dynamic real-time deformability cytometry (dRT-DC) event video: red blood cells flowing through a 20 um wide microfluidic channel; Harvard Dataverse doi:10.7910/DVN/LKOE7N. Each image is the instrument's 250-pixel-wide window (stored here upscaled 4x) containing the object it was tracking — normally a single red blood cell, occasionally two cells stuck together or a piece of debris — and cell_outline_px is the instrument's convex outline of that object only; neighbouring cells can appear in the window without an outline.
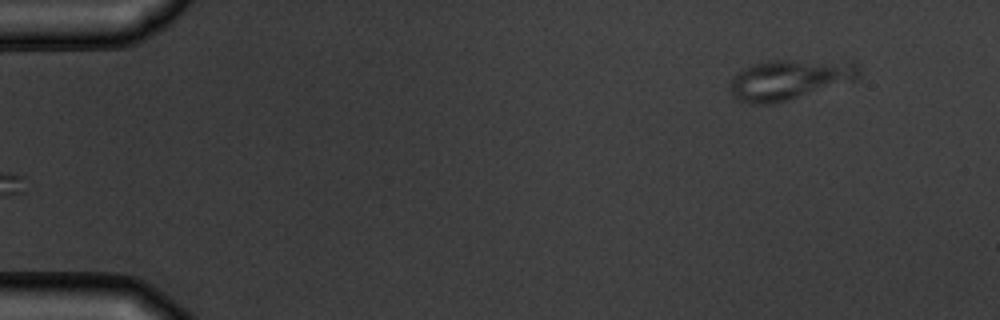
{"species": "common noctule bat (a hibernating species)", "species_latin": "Nyctalus noctula", "temperature_condition": "warm", "stored_images_in_passage": 4, "segment_of_instrument_passage": [2, 2], "camera_frame_rate_fps": 3000, "um_per_image_px": 0.085, "animal": {"sex": "male", "body_mass_g": 19.5, "forearm_length_mm": 54.6}, "frame": {"image": 1, "passage_image": 4, "time_ms": 4.333, "image_size_px": [1000, 320], "cell_outline_px": [[860, 76], [852, 80], [788, 100], [772, 104], [748, 104], [736, 100], [732, 96], [728, 88], [728, 84], [732, 76], [744, 68], [752, 64], [768, 60], [792, 60], [856, 64], [860, 68]], "centroid_in_image_um": [66.93, 6.79], "position_along_channel_um": 18.1, "area_um2": 29.77}}